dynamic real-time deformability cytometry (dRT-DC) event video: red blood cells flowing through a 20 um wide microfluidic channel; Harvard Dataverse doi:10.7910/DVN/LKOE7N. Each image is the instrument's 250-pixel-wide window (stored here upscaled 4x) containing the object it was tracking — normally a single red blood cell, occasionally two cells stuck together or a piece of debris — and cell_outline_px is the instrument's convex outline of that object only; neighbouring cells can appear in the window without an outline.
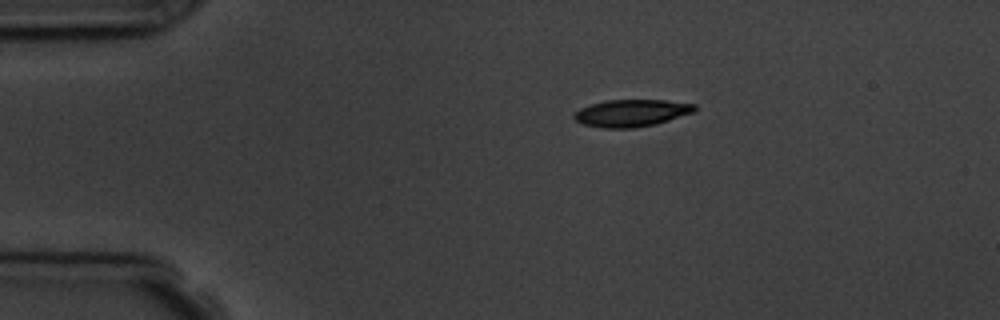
{"species": "common noctule bat (a hibernating species)", "species_latin": "Nyctalus noctula", "temperature_condition": "room temperature", "stored_images_in_passage": 9, "camera_frame_rate_fps": 3000, "um_per_image_px": 0.085, "animal": {"sex": "male", "body_mass_g": 19.5, "forearm_length_mm": 54.6}, "frame": {"image": 1, "passage_image": 1, "time_ms": 0.0, "image_size_px": [1000, 320], "cell_outline_px": [[696, 108], [692, 112], [656, 124], [632, 128], [604, 128], [584, 124], [576, 120], [572, 116], [580, 108], [604, 100], [664, 100], [696, 104]], "centroid_in_image_um": [53.66, 9.6], "position_along_channel_um": 31.3, "area_um2": 18.84}}
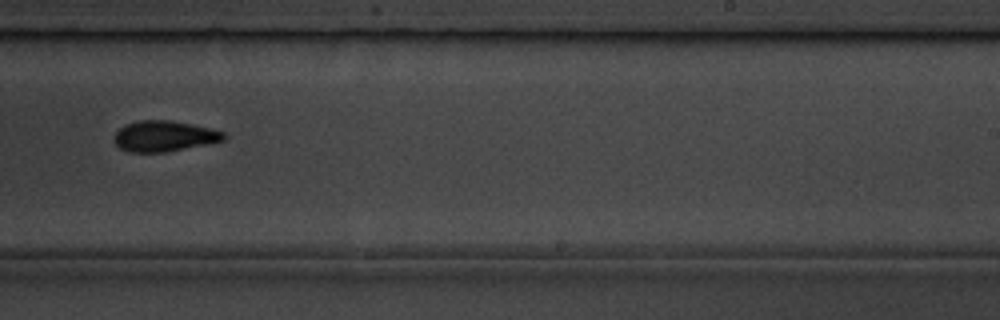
{"frame": {"image": 2, "passage_image": 8, "time_ms": 8.0, "image_size_px": [1000, 320], "cell_outline_px": [[228, 136], [224, 140], [208, 144], [164, 152], [132, 152], [120, 148], [112, 140], [116, 132], [124, 124], [140, 120], [168, 120], [192, 124], [224, 132]], "centroid_in_image_um": [13.94, 11.57], "position_along_channel_um": 275.1, "area_um2": 19.59}}
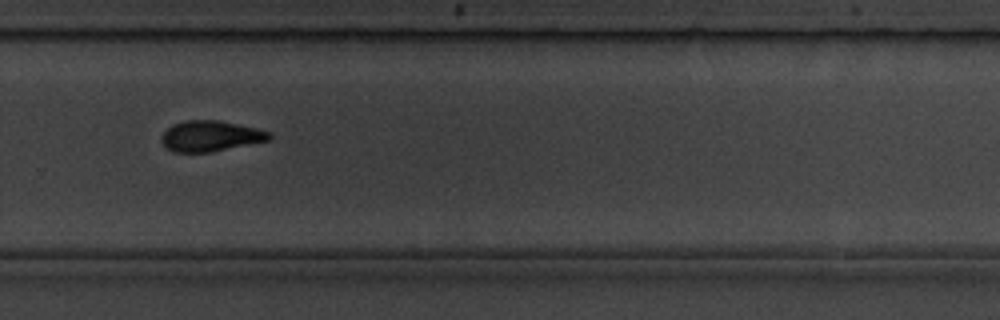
{"frame": {"image": 3, "passage_image": 9, "time_ms": 9.0, "image_size_px": [1000, 320], "cell_outline_px": [[272, 136], [268, 140], [212, 152], [172, 152], [160, 140], [160, 136], [172, 124], [184, 120], [216, 120], [256, 128], [272, 132]], "centroid_in_image_um": [17.87, 11.56], "position_along_channel_um": 311.9, "area_um2": 19.19}}